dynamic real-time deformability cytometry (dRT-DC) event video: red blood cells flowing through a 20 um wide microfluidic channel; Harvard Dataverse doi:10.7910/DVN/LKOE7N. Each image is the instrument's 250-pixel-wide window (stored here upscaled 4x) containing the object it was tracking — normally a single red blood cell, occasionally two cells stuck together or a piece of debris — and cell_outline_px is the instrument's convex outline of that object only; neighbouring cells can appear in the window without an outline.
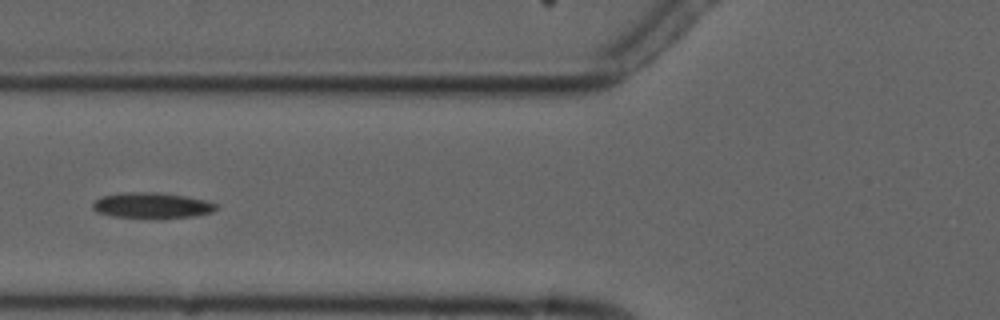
{"species": "common noctule bat (a hibernating species)", "species_latin": "Nyctalus noctula", "temperature_condition": "cold", "stored_images_in_passage": 3, "camera_frame_rate_fps": 3000, "um_per_image_px": 0.085, "animal": {"sex": "male", "forearm_length_mm": 52.5}, "frame": {"image": 1, "passage_image": 3, "time_ms": 2.333, "image_size_px": [1000, 320], "cell_outline_px": [[220, 208], [212, 212], [196, 216], [112, 216], [96, 212], [92, 208], [92, 204], [100, 196], [124, 192], [156, 192], [184, 196], [204, 200], [216, 204]], "centroid_in_image_um": [12.89, 17.42], "position_along_channel_um": 112.9, "area_um2": 17.86}}